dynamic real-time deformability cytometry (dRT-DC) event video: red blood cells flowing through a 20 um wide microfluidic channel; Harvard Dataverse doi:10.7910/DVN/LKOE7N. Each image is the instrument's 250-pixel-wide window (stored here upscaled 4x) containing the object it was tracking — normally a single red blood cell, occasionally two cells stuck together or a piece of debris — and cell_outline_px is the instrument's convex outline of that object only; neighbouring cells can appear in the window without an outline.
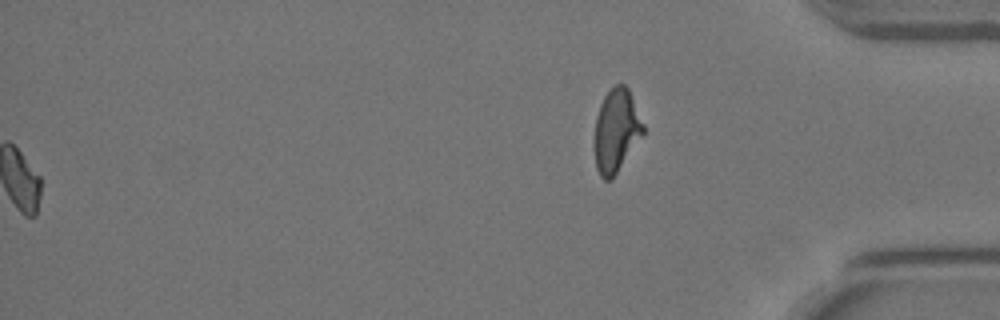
{"species": "Egyptian fruit bat (a non-hibernating species)", "species_latin": "Rousettus aegyptiacus", "temperature_condition": "warm", "stored_images_in_passage": 58, "segment_of_instrument_passage": [2, 2], "camera_frame_rate_fps": 3000, "um_per_image_px": 0.085, "animal": {"sex": "female"}, "frame": {"image": 1, "passage_image": 58, "time_ms": 19.0, "image_size_px": [1000, 320], "cell_outline_px": [[644, 132], [612, 180], [604, 180], [600, 176], [596, 168], [596, 116], [600, 104], [604, 96], [616, 84], [624, 84], [628, 88], [644, 124]], "centroid_in_image_um": [52.39, 11.1], "position_along_channel_um": 382.8, "area_um2": 23.12}}